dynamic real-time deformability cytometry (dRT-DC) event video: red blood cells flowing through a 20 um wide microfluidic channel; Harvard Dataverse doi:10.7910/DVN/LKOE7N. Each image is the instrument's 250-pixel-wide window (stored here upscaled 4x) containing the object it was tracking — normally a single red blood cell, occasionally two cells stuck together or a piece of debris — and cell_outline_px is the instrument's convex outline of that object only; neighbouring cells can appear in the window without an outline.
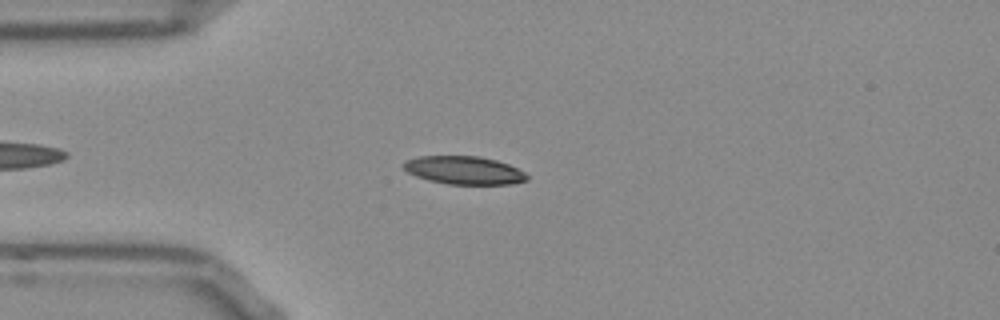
{"species": "Egyptian fruit bat (a non-hibernating species)", "species_latin": "Rousettus aegyptiacus", "temperature_condition": "room temperature", "stored_images_in_passage": 43, "camera_frame_rate_fps": 3000, "um_per_image_px": 0.085, "frame": {"image": 1, "passage_image": 8, "time_ms": 2.333, "image_size_px": [1000, 320], "cell_outline_px": [[528, 180], [512, 184], [448, 184], [428, 180], [416, 176], [408, 172], [404, 168], [404, 164], [408, 160], [420, 156], [480, 156], [496, 160], [508, 164], [524, 172], [528, 176]], "centroid_in_image_um": [39.47, 14.47], "position_along_channel_um": 45.5, "area_um2": 20.06}}
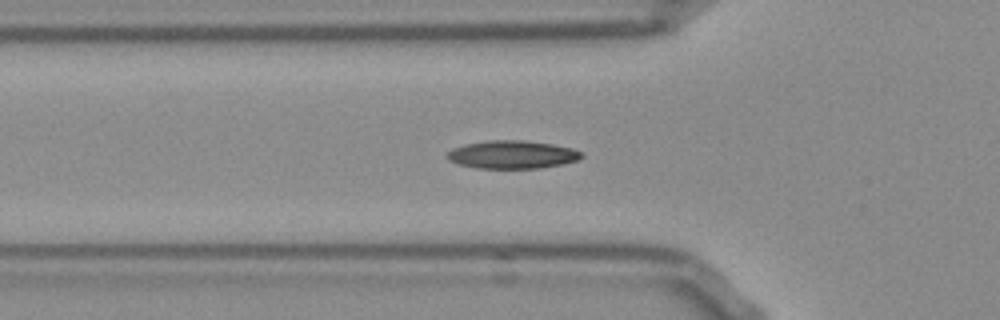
{"frame": {"image": 2, "passage_image": 12, "time_ms": 3.667, "image_size_px": [1000, 320], "cell_outline_px": [[584, 156], [576, 160], [564, 164], [540, 168], [476, 168], [460, 164], [448, 160], [444, 156], [452, 148], [464, 144], [488, 140], [524, 140], [552, 144], [572, 148], [580, 152]], "centroid_in_image_um": [43.51, 13.13], "position_along_channel_um": 82.3, "area_um2": 22.02}}
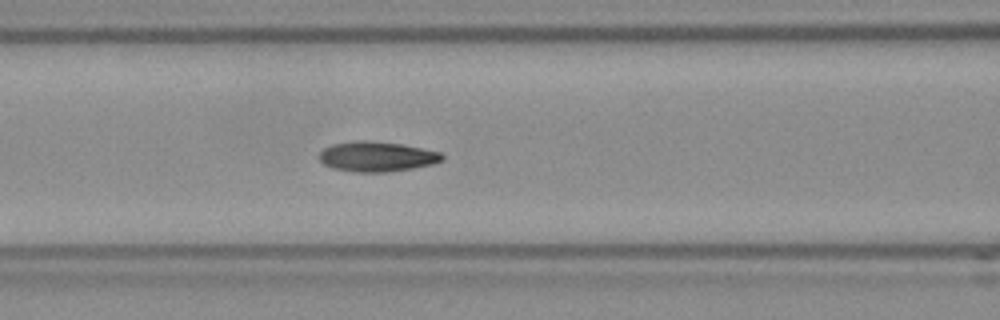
{"frame": {"image": 3, "passage_image": 16, "time_ms": 5.0, "image_size_px": [1000, 320], "cell_outline_px": [[444, 160], [432, 164], [412, 168], [388, 172], [352, 172], [332, 168], [324, 164], [320, 160], [320, 152], [324, 148], [332, 144], [360, 140], [364, 140], [400, 144], [440, 152], [444, 156]], "centroid_in_image_um": [32.02, 13.32], "position_along_channel_um": 134.6, "area_um2": 21.39}, "authors_computed_cell_mechanics": {"area_um2": 21.097, "velocity_mm_per_s": 3.8474, "shape_relaxation_time_tau1_ms": 6.7901, "shape_relaxation_time_tau2_ms": 3.0822, "deformation_change_tau1": 0.1688, "deformation_change_tau2": 0.084}}